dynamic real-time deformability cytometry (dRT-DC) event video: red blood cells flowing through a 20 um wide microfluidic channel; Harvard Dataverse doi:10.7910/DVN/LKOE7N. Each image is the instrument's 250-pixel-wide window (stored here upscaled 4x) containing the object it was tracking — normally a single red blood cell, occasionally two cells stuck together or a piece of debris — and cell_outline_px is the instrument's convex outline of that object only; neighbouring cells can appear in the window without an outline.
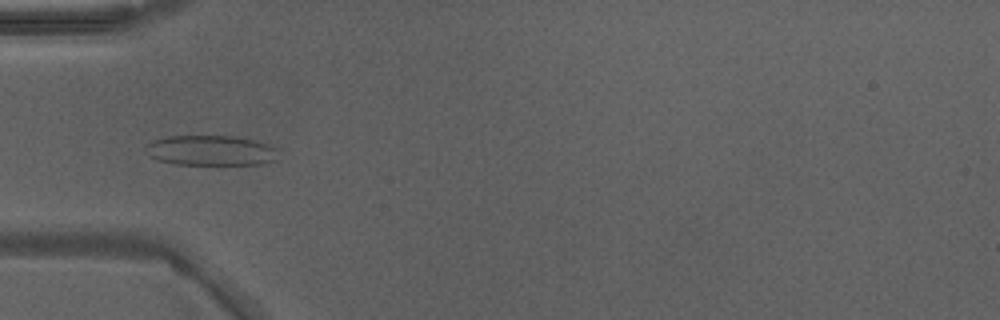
{"species": "Egyptian fruit bat (a non-hibernating species)", "species_latin": "Rousettus aegyptiacus", "temperature_condition": "warm", "stored_images_in_passage": 48, "camera_frame_rate_fps": 3000, "um_per_image_px": 0.085, "animal": {"sex": "male"}, "frame": {"image": 1, "passage_image": 16, "time_ms": 5.0, "image_size_px": [1000, 320], "cell_outline_px": [[280, 160], [268, 164], [176, 164], [156, 160], [148, 156], [144, 148], [152, 140], [168, 136], [232, 136], [252, 140], [268, 144], [276, 148]], "centroid_in_image_um": [17.94, 12.8], "position_along_channel_um": 67.1, "area_um2": 23.58}}
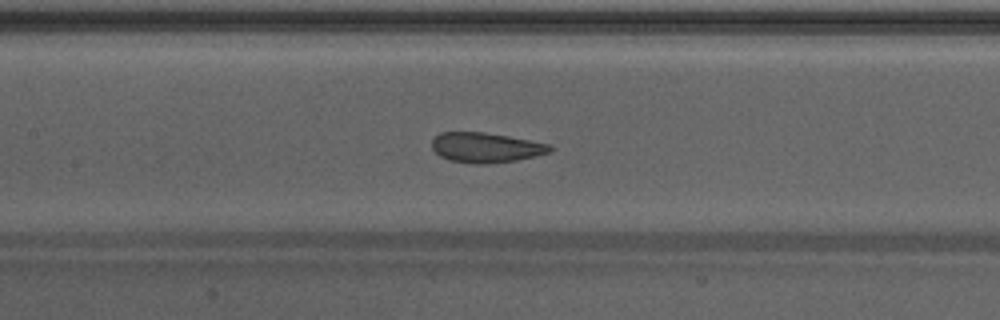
{"frame": {"image": 2, "passage_image": 23, "time_ms": 7.333, "image_size_px": [1000, 320], "cell_outline_px": [[552, 148], [548, 152], [536, 156], [516, 160], [488, 164], [476, 164], [448, 160], [440, 156], [432, 148], [432, 140], [440, 132], [484, 132], [508, 136], [552, 144]], "centroid_in_image_um": [41.29, 12.54], "position_along_channel_um": 166.1, "area_um2": 20.63}}
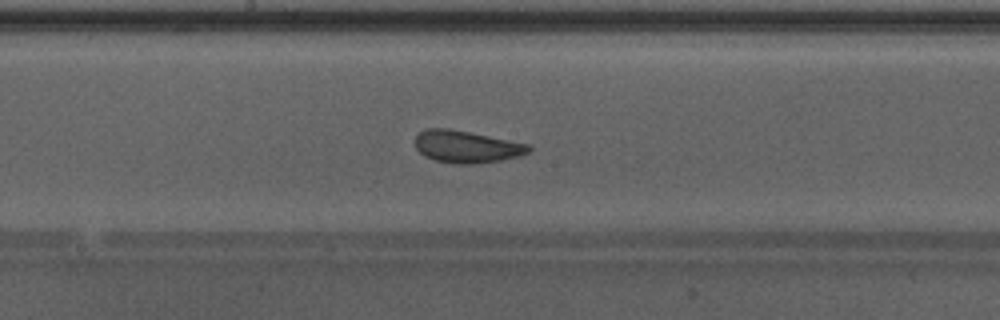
{"frame": {"image": 3, "passage_image": 26, "time_ms": 8.333, "image_size_px": [1000, 320], "cell_outline_px": [[532, 148], [528, 152], [516, 156], [500, 160], [472, 164], [452, 164], [436, 160], [424, 156], [416, 148], [416, 136], [420, 132], [428, 128], [448, 128], [528, 144]], "centroid_in_image_um": [39.61, 12.47], "position_along_channel_um": 208.6, "area_um2": 20.92}, "authors_computed_cell_mechanics": {"area_um2": 22.3975, "velocity_mm_per_s": 4.2584, "shape_relaxation_time_tau1_ms": 1.819, "shape_relaxation_time_tau2_ms": 1.3031, "deformation_change_tau1": 0.0773, "deformation_change_tau2": 0.0689}}